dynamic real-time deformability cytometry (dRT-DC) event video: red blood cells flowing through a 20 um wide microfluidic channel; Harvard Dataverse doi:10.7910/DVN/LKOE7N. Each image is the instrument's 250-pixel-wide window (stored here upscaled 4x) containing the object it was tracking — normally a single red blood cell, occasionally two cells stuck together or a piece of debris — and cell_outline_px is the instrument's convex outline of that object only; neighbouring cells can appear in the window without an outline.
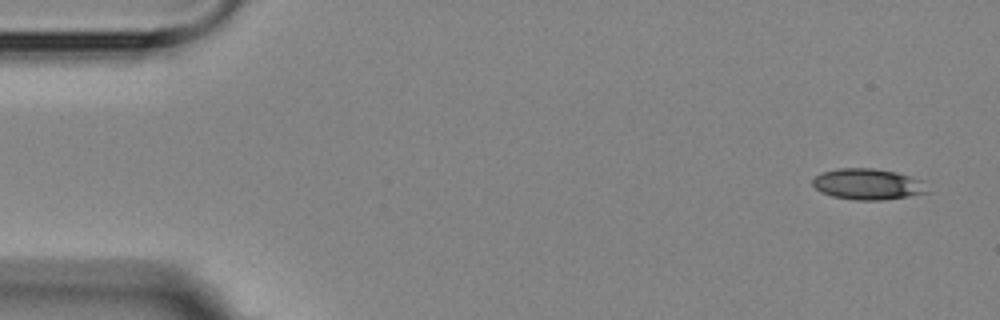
{"species": "Egyptian fruit bat (a non-hibernating species)", "species_latin": "Rousettus aegyptiacus", "temperature_condition": "room temperature", "stored_images_in_passage": 8, "camera_frame_rate_fps": 3000, "um_per_image_px": 0.085, "animal": {"sex": "female"}, "frame": {"image": 1, "passage_image": 1, "time_ms": 0.0, "image_size_px": [1000, 320], "cell_outline_px": [[932, 192], [884, 200], [856, 200], [832, 196], [820, 192], [812, 184], [812, 180], [816, 176], [824, 172], [836, 168], [872, 168], [896, 172], [928, 180]], "centroid_in_image_um": [73.89, 15.65], "position_along_channel_um": 11.1, "area_um2": 21.27}}
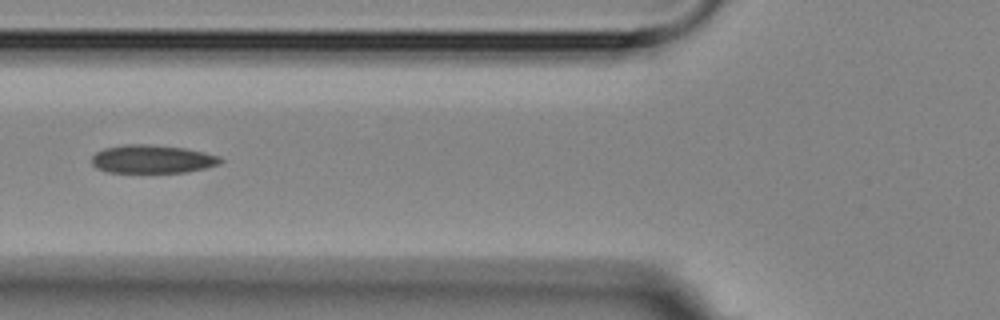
{"frame": {"image": 2, "passage_image": 6, "time_ms": 6.0, "image_size_px": [1000, 320], "cell_outline_px": [[224, 160], [220, 164], [204, 168], [184, 172], [108, 172], [96, 168], [92, 164], [92, 156], [96, 152], [104, 148], [124, 144], [148, 144], [184, 148], [204, 152], [220, 156]], "centroid_in_image_um": [12.94, 13.52], "position_along_channel_um": 112.9, "area_um2": 21.21}}
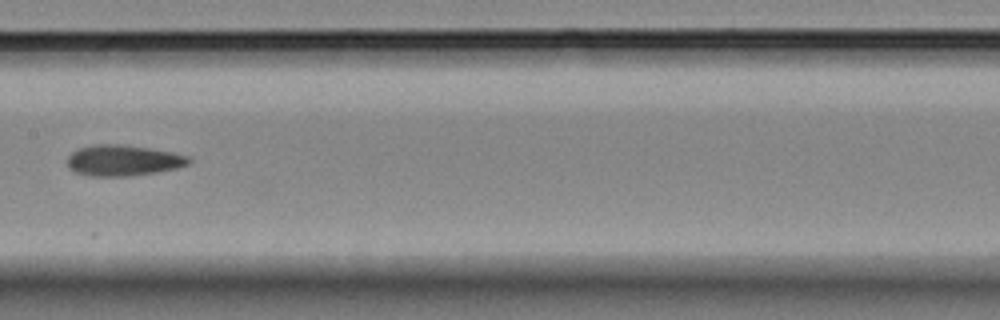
{"frame": {"image": 3, "passage_image": 8, "time_ms": 8.333, "image_size_px": [1000, 320], "cell_outline_px": [[192, 160], [188, 164], [176, 168], [156, 172], [132, 176], [92, 176], [76, 172], [68, 168], [68, 156], [76, 148], [92, 144], [120, 144], [148, 148], [172, 152], [188, 156]], "centroid_in_image_um": [10.44, 13.63], "position_along_channel_um": 197.0, "area_um2": 21.91}}